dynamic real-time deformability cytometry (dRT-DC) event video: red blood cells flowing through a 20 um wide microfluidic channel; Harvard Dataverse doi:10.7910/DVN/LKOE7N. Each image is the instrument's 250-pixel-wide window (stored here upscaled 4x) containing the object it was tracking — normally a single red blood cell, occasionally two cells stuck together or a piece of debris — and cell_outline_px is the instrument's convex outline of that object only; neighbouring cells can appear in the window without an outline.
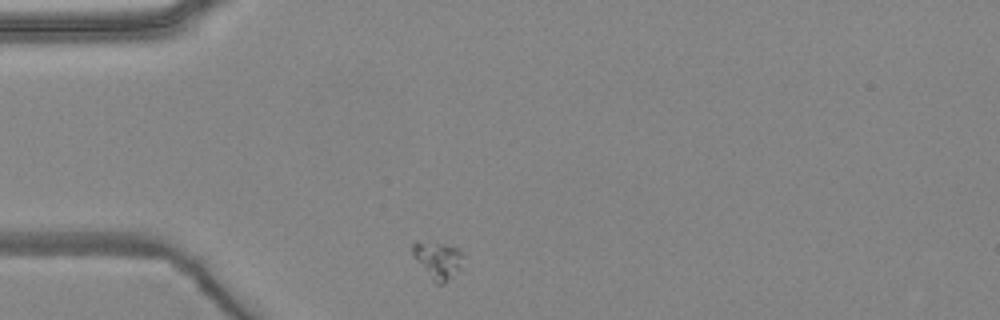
{"species": "common noctule bat (a hibernating species)", "species_latin": "Nyctalus noctula", "temperature_condition": "warm", "stored_images_in_passage": 5, "camera_frame_rate_fps": 3000, "um_per_image_px": 0.085, "animal": {"sex": "female", "body_mass_g": 24.6, "forearm_length_mm": 56.2}, "frame": {"image": 1, "passage_image": 1, "time_ms": 0.0, "image_size_px": [1000, 320], "cell_outline_px": [[464, 256], [460, 272], [444, 284], [436, 284], [432, 280], [412, 256], [412, 244], [416, 240], [440, 244], [460, 248]], "centroid_in_image_um": [37.24, 22.13], "position_along_channel_um": 47.8, "area_um2": 11.27}}
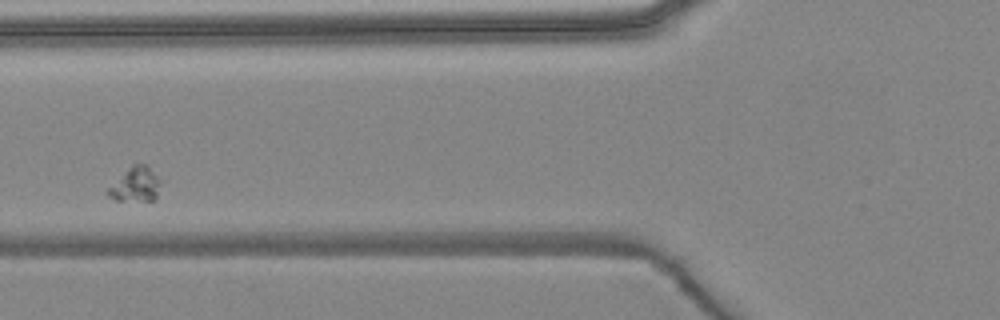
{"frame": {"image": 2, "passage_image": 3, "time_ms": 2.333, "image_size_px": [1000, 320], "cell_outline_px": [[160, 184], [156, 200], [116, 200], [108, 196], [104, 192], [132, 164], [148, 164], [160, 180]], "centroid_in_image_um": [11.52, 15.68], "position_along_channel_um": 114.3, "area_um2": 10.52}}
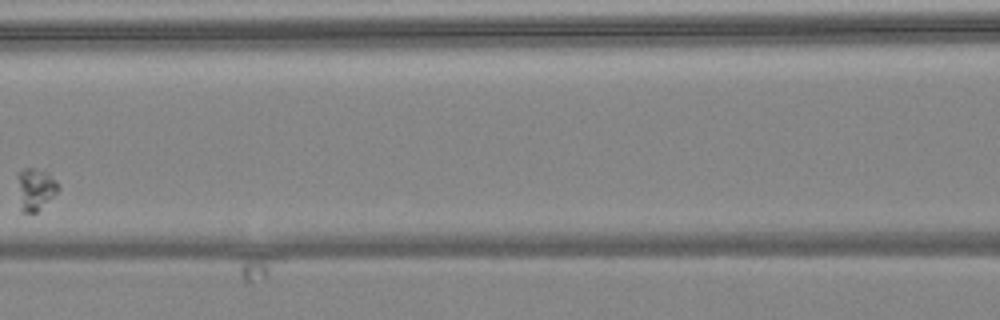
{"frame": {"image": 3, "passage_image": 4, "time_ms": 3.667, "image_size_px": [1000, 320], "cell_outline_px": [[60, 188], [36, 212], [20, 212], [16, 176], [16, 172], [24, 168], [36, 168], [48, 172], [60, 184]], "centroid_in_image_um": [2.96, 16.03], "position_along_channel_um": 163.6, "area_um2": 10.23}}